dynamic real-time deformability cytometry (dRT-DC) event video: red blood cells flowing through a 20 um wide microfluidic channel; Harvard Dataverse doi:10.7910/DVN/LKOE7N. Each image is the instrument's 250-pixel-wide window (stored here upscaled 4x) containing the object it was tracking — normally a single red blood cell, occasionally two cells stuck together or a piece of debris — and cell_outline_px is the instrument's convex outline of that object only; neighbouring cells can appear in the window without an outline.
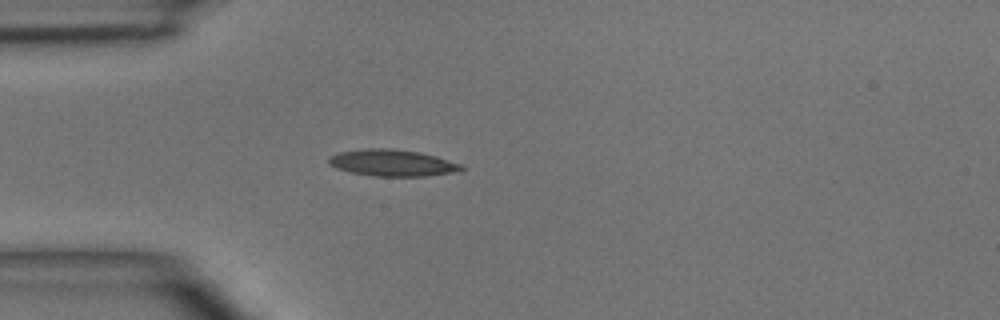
{"species": "common noctule bat (a hibernating species)", "species_latin": "Nyctalus noctula", "temperature_condition": "room temperature", "stored_images_in_passage": 3, "camera_frame_rate_fps": 3000, "um_per_image_px": 0.085, "animal": {"sex": "male", "body_mass_g": 15.6}, "frame": {"image": 1, "passage_image": 3, "time_ms": 2.0, "image_size_px": [1000, 320], "cell_outline_px": [[468, 168], [452, 172], [424, 176], [372, 176], [352, 172], [336, 168], [328, 164], [328, 156], [340, 152], [364, 148], [392, 148], [420, 152], [436, 156], [464, 164]], "centroid_in_image_um": [33.36, 13.83], "position_along_channel_um": 51.6, "area_um2": 20.75}}